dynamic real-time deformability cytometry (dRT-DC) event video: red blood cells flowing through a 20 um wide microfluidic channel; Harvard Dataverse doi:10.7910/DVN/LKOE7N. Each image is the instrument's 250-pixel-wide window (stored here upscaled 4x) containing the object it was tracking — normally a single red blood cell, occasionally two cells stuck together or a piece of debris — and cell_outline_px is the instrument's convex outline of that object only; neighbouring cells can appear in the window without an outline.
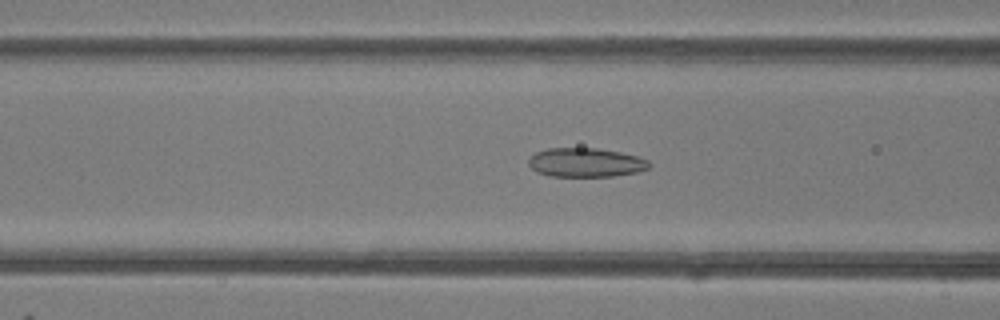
{"species": "common noctule bat (a hibernating species)", "species_latin": "Nyctalus noctula", "temperature_condition": "room temperature", "stored_images_in_passage": 47, "camera_frame_rate_fps": 3000, "um_per_image_px": 0.085, "animal": {"sex": "female"}, "frame": {"image": 1, "passage_image": 19, "time_ms": 6.0, "image_size_px": [1000, 320], "cell_outline_px": [[652, 164], [648, 168], [636, 172], [612, 176], [548, 176], [536, 172], [528, 164], [528, 160], [536, 152], [548, 148], [596, 148], [620, 152], [636, 156], [648, 160]], "centroid_in_image_um": [49.77, 13.81], "position_along_channel_um": 116.8, "area_um2": 20.35}}
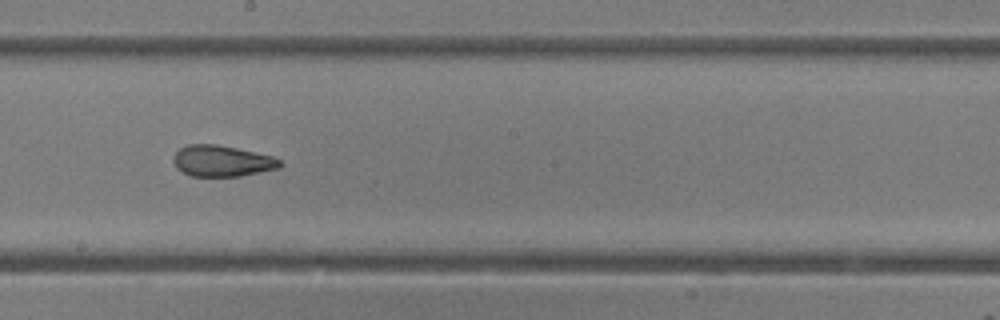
{"frame": {"image": 2, "passage_image": 27, "time_ms": 8.667, "image_size_px": [1000, 320], "cell_outline_px": [[284, 164], [280, 168], [240, 176], [192, 176], [176, 168], [172, 160], [172, 156], [180, 148], [188, 144], [216, 144], [236, 148], [272, 156], [280, 160]], "centroid_in_image_um": [18.86, 13.68], "position_along_channel_um": 229.3, "area_um2": 19.36}}
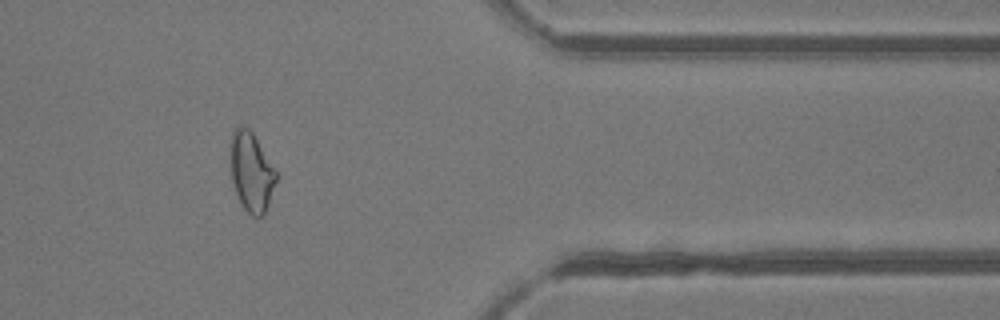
{"frame": {"image": 3, "passage_image": 40, "time_ms": 13.0, "image_size_px": [1000, 320], "cell_outline_px": [[276, 180], [264, 216], [256, 220], [240, 204], [232, 180], [232, 132], [240, 124], [244, 124], [252, 132], [276, 172]], "centroid_in_image_um": [21.37, 14.66], "position_along_channel_um": 390.0, "area_um2": 20.63}, "authors_computed_cell_mechanics": {"area_um2": 22.542, "velocity_mm_per_s": 4.2177, "shape_relaxation_time_tau1_ms": null, "shape_relaxation_time_tau2_ms": 1.6506, "deformation_change_tau1": null, "deformation_change_tau2": 0.0959}}